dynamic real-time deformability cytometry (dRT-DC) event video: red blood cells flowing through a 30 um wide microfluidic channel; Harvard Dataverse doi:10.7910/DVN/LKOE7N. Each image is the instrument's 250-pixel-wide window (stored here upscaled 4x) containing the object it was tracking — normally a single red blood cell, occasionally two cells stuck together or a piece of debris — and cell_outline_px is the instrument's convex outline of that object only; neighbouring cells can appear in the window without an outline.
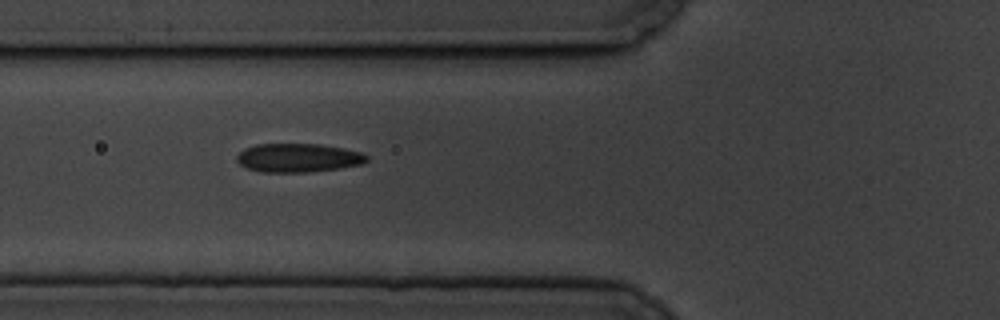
{"species": "common noctule bat (a hibernating species)", "species_latin": "Nyctalus noctula", "temperature_condition": "cold", "stored_images_in_passage": 7, "camera_frame_rate_fps": 3000, "um_per_image_px": 0.085, "animal": {"sex": "male", "body_mass_g": 19.5, "forearm_length_mm": 54.6}, "frame": {"image": 1, "passage_image": 7, "time_ms": 7.0, "image_size_px": [1000, 320], "cell_outline_px": [[368, 160], [364, 164], [340, 168], [304, 172], [264, 172], [248, 168], [240, 164], [236, 160], [236, 156], [244, 148], [256, 144], [320, 144], [344, 148], [360, 152], [368, 156]], "centroid_in_image_um": [25.36, 13.41], "position_along_channel_um": 100.4, "area_um2": 21.73}}